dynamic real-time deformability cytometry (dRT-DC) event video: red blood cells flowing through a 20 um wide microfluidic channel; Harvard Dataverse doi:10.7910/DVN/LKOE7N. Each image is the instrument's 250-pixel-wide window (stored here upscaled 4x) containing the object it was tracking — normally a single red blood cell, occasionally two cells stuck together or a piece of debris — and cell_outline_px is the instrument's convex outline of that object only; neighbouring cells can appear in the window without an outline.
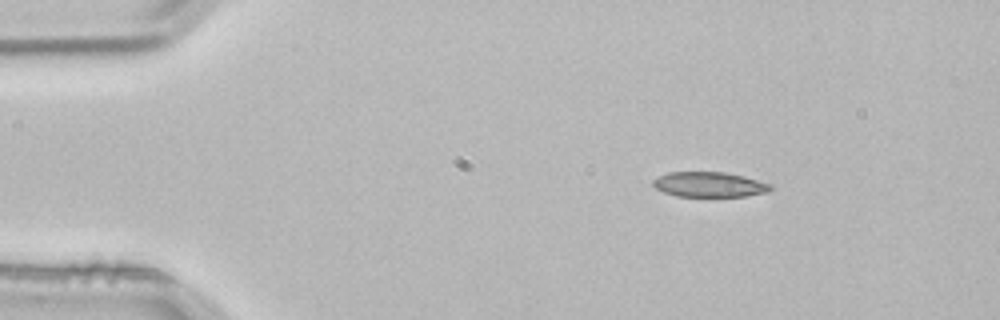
{"species": "common noctule bat (a hibernating species)", "species_latin": "Nyctalus noctula", "temperature_condition": "room temperature", "stored_images_in_passage": 2, "camera_frame_rate_fps": 3000, "um_per_image_px": 0.085, "animal": {"sex": "male", "body_mass_g": 21.5, "forearm_length_mm": 52.0}, "frame": {"image": 1, "passage_image": 1, "time_ms": 0.0, "image_size_px": [1000, 320], "cell_outline_px": [[772, 188], [768, 192], [744, 196], [676, 196], [664, 192], [656, 188], [652, 184], [652, 180], [668, 172], [724, 172], [744, 176], [772, 184]], "centroid_in_image_um": [60.3, 15.68], "position_along_channel_um": 24.7, "area_um2": 17.11}}